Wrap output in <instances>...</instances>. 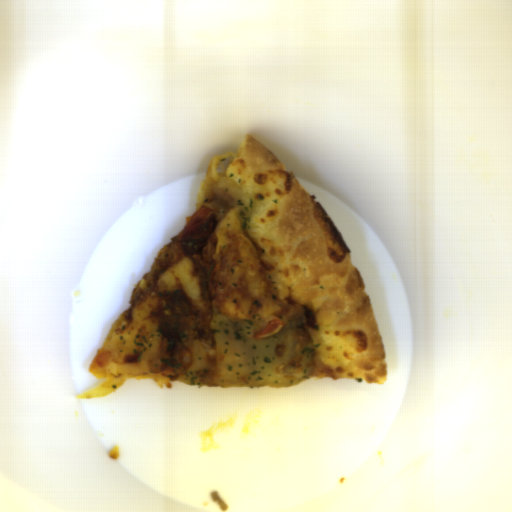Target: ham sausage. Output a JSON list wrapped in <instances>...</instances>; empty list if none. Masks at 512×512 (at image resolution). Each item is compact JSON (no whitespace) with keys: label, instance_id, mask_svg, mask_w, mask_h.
Segmentation results:
<instances>
[{"label":"ham sausage","instance_id":"obj_1","mask_svg":"<svg viewBox=\"0 0 512 512\" xmlns=\"http://www.w3.org/2000/svg\"><path fill=\"white\" fill-rule=\"evenodd\" d=\"M216 212L206 206L197 210L181 233V241L186 255H198L217 228Z\"/></svg>","mask_w":512,"mask_h":512},{"label":"ham sausage","instance_id":"obj_2","mask_svg":"<svg viewBox=\"0 0 512 512\" xmlns=\"http://www.w3.org/2000/svg\"><path fill=\"white\" fill-rule=\"evenodd\" d=\"M280 324L276 319L267 320L265 325H263L262 330L257 332L256 336H261L267 333H273L279 328ZM255 336V337H256Z\"/></svg>","mask_w":512,"mask_h":512}]
</instances>
